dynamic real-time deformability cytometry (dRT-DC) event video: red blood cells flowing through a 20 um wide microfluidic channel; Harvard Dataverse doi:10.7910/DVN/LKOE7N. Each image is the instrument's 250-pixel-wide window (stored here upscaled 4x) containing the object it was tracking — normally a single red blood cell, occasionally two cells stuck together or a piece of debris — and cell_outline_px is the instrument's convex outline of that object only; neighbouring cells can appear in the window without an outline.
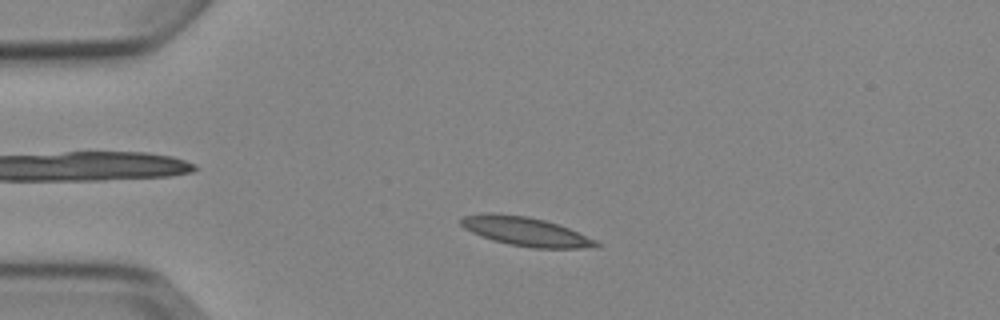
{"species": "Egyptian fruit bat (a non-hibernating species)", "species_latin": "Rousettus aegyptiacus", "temperature_condition": "cold", "stored_images_in_passage": 3, "camera_frame_rate_fps": 3000, "um_per_image_px": 0.085, "animal": {"sex": "female"}, "frame": {"image": 1, "passage_image": 2, "time_ms": 1.333, "image_size_px": [1000, 320], "cell_outline_px": [[600, 248], [532, 248], [508, 244], [492, 240], [472, 232], [464, 228], [460, 224], [460, 220], [464, 216], [484, 212], [492, 212], [528, 216], [544, 220], [568, 228], [596, 240], [600, 244]], "centroid_in_image_um": [44.67, 19.67], "position_along_channel_um": 40.3, "area_um2": 22.89}}